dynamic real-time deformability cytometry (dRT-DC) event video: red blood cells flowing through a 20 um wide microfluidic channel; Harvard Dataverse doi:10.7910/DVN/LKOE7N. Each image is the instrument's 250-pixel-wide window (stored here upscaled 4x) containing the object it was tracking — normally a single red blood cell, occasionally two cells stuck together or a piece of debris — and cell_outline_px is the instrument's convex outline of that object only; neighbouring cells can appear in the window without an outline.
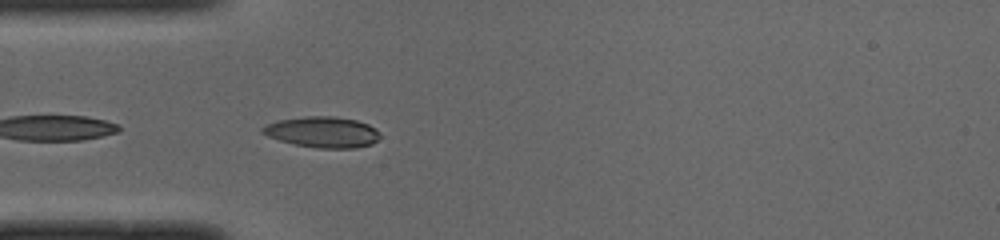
{"species": "common noctule bat (a hibernating species)", "species_latin": "Nyctalus noctula", "temperature_condition": "cold", "stored_images_in_passage": 5, "camera_frame_rate_fps": 3000, "um_per_image_px": 0.085, "animal": {"sex": "male", "body_mass_g": 19.0, "forearm_length_mm": 50.8}, "frame": {"image": 1, "passage_image": 2, "time_ms": 0.333, "image_size_px": [1000, 240], "cell_outline_px": [[380, 136], [372, 144], [356, 148], [316, 148], [296, 144], [280, 140], [268, 136], [260, 132], [260, 128], [268, 124], [280, 120], [304, 116], [336, 116], [356, 120], [368, 124], [376, 128], [380, 132]], "centroid_in_image_um": [27.44, 11.22], "position_along_channel_um": 57.6, "area_um2": 21.15}}